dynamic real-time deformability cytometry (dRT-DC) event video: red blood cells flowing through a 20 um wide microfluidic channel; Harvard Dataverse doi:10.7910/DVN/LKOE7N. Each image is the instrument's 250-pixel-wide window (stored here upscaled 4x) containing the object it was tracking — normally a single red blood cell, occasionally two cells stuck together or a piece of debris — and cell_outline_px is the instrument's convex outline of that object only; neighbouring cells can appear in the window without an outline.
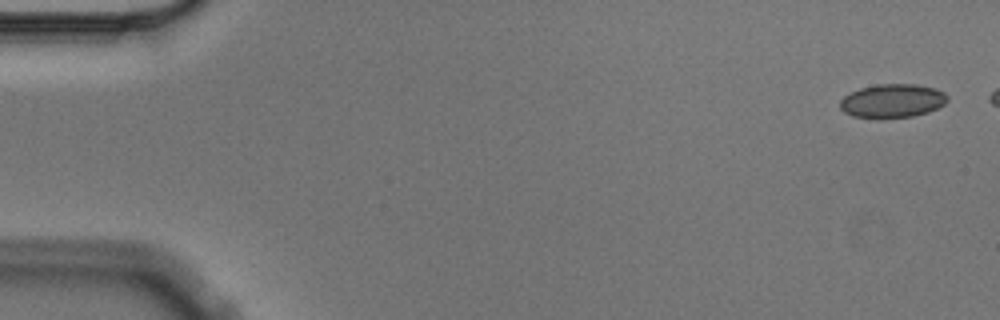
{"species": "Egyptian fruit bat (a non-hibernating species)", "species_latin": "Rousettus aegyptiacus", "temperature_condition": "cold", "stored_images_in_passage": 6, "camera_frame_rate_fps": 3000, "um_per_image_px": 0.085, "animal": {"sex": "male"}, "frame": {"image": 1, "passage_image": 1, "time_ms": 0.0, "image_size_px": [1000, 320], "cell_outline_px": [[948, 100], [944, 104], [928, 112], [912, 116], [880, 120], [852, 116], [844, 112], [840, 108], [840, 100], [844, 96], [860, 88], [876, 84], [916, 84], [936, 88], [944, 92], [948, 96]], "centroid_in_image_um": [75.84, 8.59], "position_along_channel_um": 9.2, "area_um2": 21.5}}